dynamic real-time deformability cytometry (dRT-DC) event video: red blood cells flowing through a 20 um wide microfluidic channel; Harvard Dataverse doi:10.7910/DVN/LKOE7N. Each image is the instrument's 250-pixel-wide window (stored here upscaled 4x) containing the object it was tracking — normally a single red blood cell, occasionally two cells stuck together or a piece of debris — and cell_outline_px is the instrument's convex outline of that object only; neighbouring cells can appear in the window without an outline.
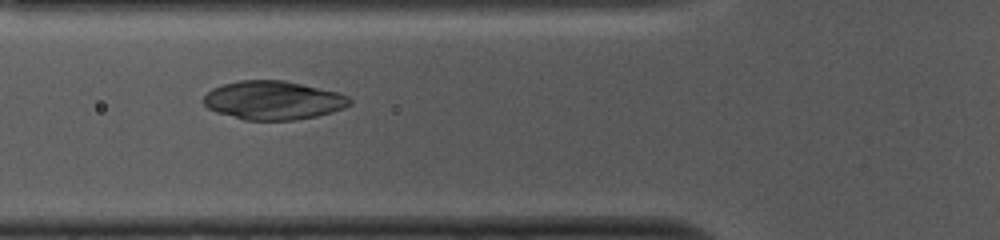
{"species": "common noctule bat (a hibernating species)", "species_latin": "Nyctalus noctula", "temperature_condition": "cold", "stored_images_in_passage": 45, "camera_frame_rate_fps": 3000, "um_per_image_px": 0.085, "animal": {"sex": "female", "body_mass_g": 10.0, "forearm_length_mm": 53.1}, "frame": {"image": 1, "passage_image": 11, "time_ms": 3.333, "image_size_px": [1000, 240], "cell_outline_px": [[352, 104], [344, 108], [332, 112], [316, 116], [296, 120], [244, 120], [216, 112], [208, 108], [204, 104], [204, 96], [212, 88], [224, 84], [240, 80], [284, 80], [336, 92], [348, 96], [352, 100]], "centroid_in_image_um": [23.23, 8.53], "position_along_channel_um": 102.6, "area_um2": 32.89}}
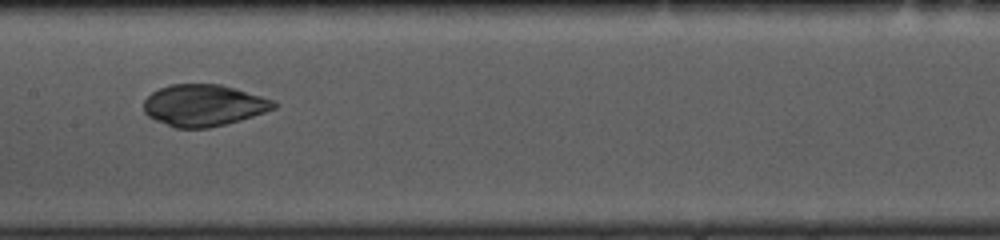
{"frame": {"image": 2, "passage_image": 18, "time_ms": 5.667, "image_size_px": [1000, 240], "cell_outline_px": [[276, 108], [240, 120], [208, 128], [176, 128], [156, 120], [148, 116], [144, 112], [144, 100], [152, 92], [160, 88], [172, 84], [220, 84], [276, 100]], "centroid_in_image_um": [17.31, 8.95], "position_along_channel_um": 190.1, "area_um2": 31.39}}
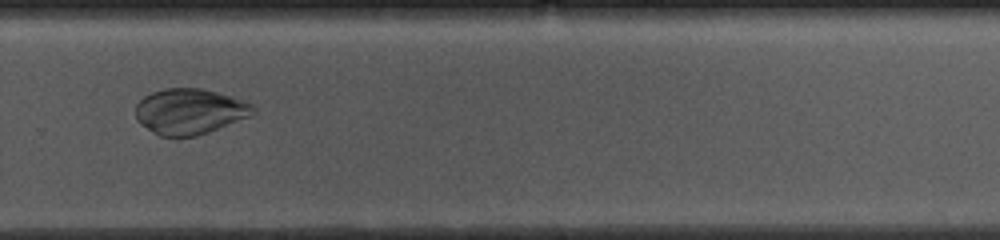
{"frame": {"image": 3, "passage_image": 28, "time_ms": 9.0, "image_size_px": [1000, 240], "cell_outline_px": [[256, 112], [248, 116], [208, 132], [196, 136], [160, 136], [152, 132], [140, 124], [136, 120], [136, 104], [144, 96], [152, 92], [164, 88], [200, 88], [216, 92], [244, 100], [256, 104]], "centroid_in_image_um": [16.11, 9.46], "position_along_channel_um": 313.7, "area_um2": 31.21}}